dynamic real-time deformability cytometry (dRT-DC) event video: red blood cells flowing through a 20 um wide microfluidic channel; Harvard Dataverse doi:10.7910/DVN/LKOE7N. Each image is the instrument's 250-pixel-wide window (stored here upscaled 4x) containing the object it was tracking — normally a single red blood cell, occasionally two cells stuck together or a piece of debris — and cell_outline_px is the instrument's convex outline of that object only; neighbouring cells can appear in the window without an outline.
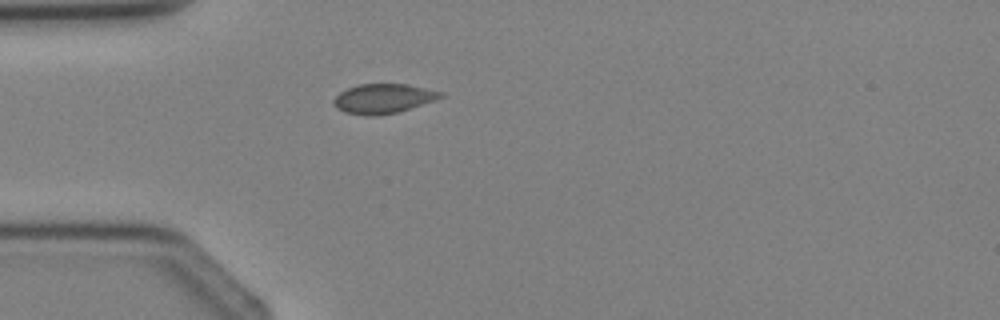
{"species": "Egyptian fruit bat (a non-hibernating species)", "species_latin": "Rousettus aegyptiacus", "temperature_condition": "cold", "stored_images_in_passage": 1, "camera_frame_rate_fps": 3000, "um_per_image_px": 0.085, "animal": {"sex": "female"}, "frame": {"image": 1, "passage_image": 1, "time_ms": 0.0, "image_size_px": [1000, 320], "cell_outline_px": [[444, 96], [436, 100], [396, 112], [376, 116], [364, 116], [344, 112], [336, 108], [332, 104], [332, 100], [340, 92], [348, 88], [360, 84], [408, 84], [444, 92]], "centroid_in_image_um": [32.56, 8.38], "position_along_channel_um": 52.4, "area_um2": 18.5}}